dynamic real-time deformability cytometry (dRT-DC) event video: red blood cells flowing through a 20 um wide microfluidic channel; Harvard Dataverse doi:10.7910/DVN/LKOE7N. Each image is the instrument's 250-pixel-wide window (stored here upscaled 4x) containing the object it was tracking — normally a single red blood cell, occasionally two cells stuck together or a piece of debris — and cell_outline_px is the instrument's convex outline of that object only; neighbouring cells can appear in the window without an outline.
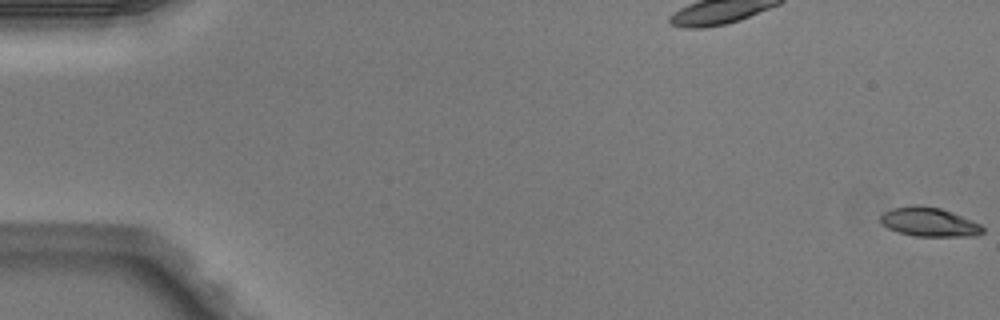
{"species": "Egyptian fruit bat (a non-hibernating species)", "species_latin": "Rousettus aegyptiacus", "temperature_condition": "warm", "stored_images_in_passage": 6, "camera_frame_rate_fps": 3000, "um_per_image_px": 0.085, "animal": {"sex": "male"}, "frame": {"image": 1, "passage_image": 1, "time_ms": 0.0, "image_size_px": [1000, 320], "cell_outline_px": [[984, 232], [976, 236], [916, 236], [900, 232], [888, 228], [880, 224], [880, 216], [884, 212], [892, 208], [912, 204], [916, 204], [940, 208], [952, 212], [980, 224], [984, 228]], "centroid_in_image_um": [78.96, 18.86], "position_along_channel_um": 6.0, "area_um2": 17.34}}
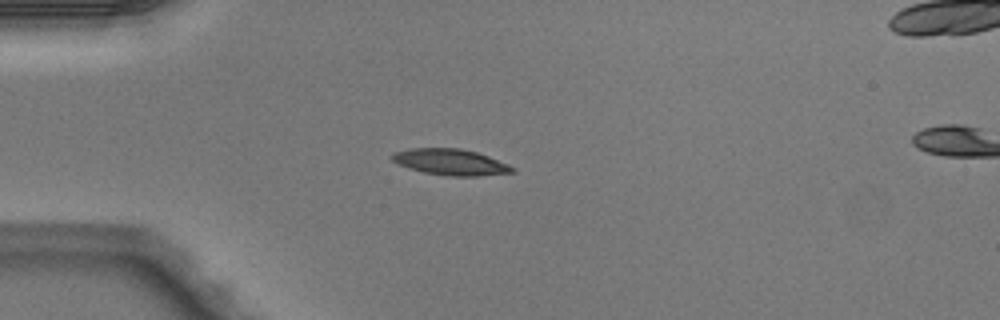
{"frame": {"image": 2, "passage_image": 5, "time_ms": 1.333, "image_size_px": [1000, 320], "cell_outline_px": [[516, 172], [480, 176], [448, 176], [424, 172], [408, 168], [392, 160], [388, 156], [392, 152], [408, 148], [460, 148], [476, 152], [488, 156], [508, 164], [516, 168]], "centroid_in_image_um": [38.28, 13.77], "position_along_channel_um": 46.7, "area_um2": 18.5}}